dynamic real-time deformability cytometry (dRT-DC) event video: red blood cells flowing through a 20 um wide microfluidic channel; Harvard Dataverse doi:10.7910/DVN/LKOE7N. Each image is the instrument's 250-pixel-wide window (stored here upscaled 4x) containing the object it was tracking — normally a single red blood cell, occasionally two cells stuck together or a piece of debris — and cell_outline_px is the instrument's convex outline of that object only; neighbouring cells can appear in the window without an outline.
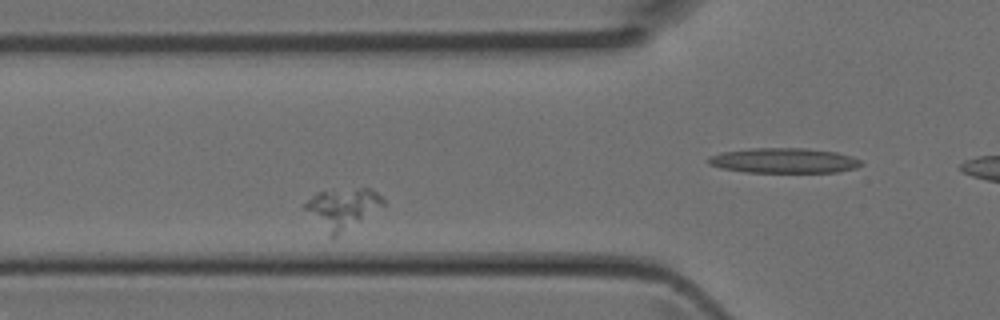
{"species": "Egyptian fruit bat (a non-hibernating species)", "species_latin": "Rousettus aegyptiacus", "temperature_condition": "room temperature", "stored_images_in_passage": 31, "camera_frame_rate_fps": 3000, "um_per_image_px": 0.085, "animal": {"sex": "female"}, "frame": {"image": 1, "passage_image": 9, "time_ms": 2.667, "image_size_px": [1000, 320], "cell_outline_px": [[384, 204], [332, 240], [328, 236], [304, 208], [304, 204], [316, 192], [356, 188], [372, 188], [384, 200]], "centroid_in_image_um": [29.08, 17.72], "position_along_channel_um": 96.7, "area_um2": 18.15}}
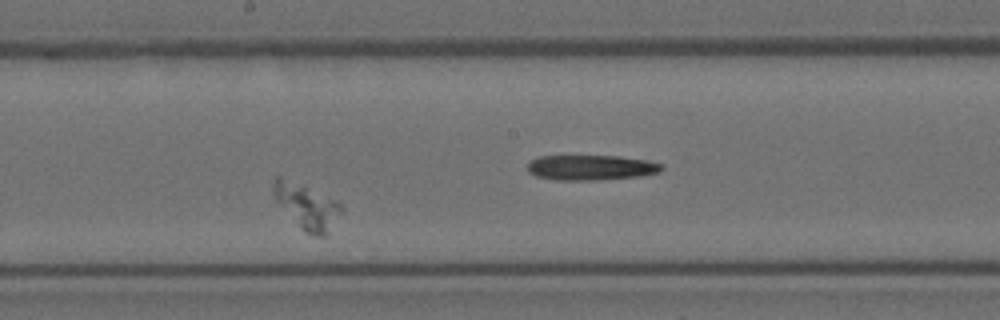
{"frame": {"image": 2, "passage_image": 18, "time_ms": 5.667, "image_size_px": [1000, 320], "cell_outline_px": [[344, 212], [328, 236], [312, 236], [304, 232], [276, 200], [272, 192], [272, 180], [276, 176], [280, 176], [332, 200], [340, 204], [344, 208]], "centroid_in_image_um": [26.11, 17.62], "position_along_channel_um": 222.1, "area_um2": 17.57}}
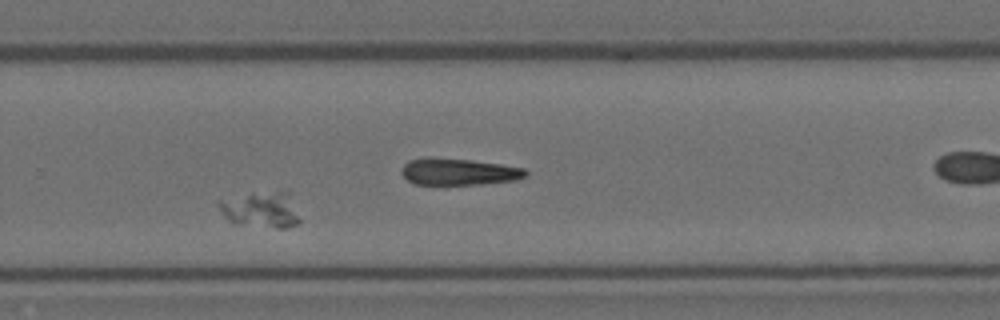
{"frame": {"image": 3, "passage_image": 24, "time_ms": 7.667, "image_size_px": [1000, 320], "cell_outline_px": [[300, 224], [288, 228], [276, 228], [232, 224], [220, 212], [216, 204], [220, 200], [252, 192], [288, 192], [300, 220]], "centroid_in_image_um": [22.14, 17.85], "position_along_channel_um": 307.7, "area_um2": 17.17}}